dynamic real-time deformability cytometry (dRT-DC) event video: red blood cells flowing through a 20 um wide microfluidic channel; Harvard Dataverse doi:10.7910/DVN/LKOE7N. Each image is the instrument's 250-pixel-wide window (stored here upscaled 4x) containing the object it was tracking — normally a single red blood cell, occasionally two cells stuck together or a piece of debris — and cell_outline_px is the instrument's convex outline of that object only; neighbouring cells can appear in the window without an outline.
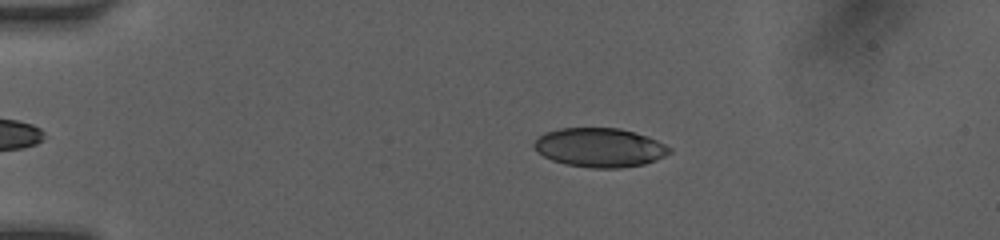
{"species": "human", "species_latin": "Homo sapiens", "temperature_condition": "room temperature", "stored_images_in_passage": 43, "camera_frame_rate_fps": 3000, "um_per_image_px": 0.085, "donor": {"sex": "female"}, "frame": {"image": 1, "passage_image": 4, "time_ms": 1.0, "image_size_px": [1000, 240], "cell_outline_px": [[672, 152], [656, 160], [644, 164], [620, 168], [588, 168], [564, 164], [552, 160], [536, 152], [532, 144], [544, 132], [560, 128], [620, 128], [648, 136], [672, 148]], "centroid_in_image_um": [50.96, 12.54], "position_along_channel_um": 34.0, "area_um2": 31.04}}
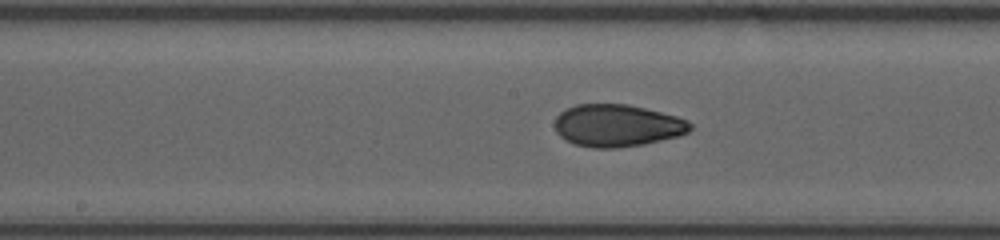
{"frame": {"image": 2, "passage_image": 20, "time_ms": 6.333, "image_size_px": [1000, 240], "cell_outline_px": [[692, 128], [688, 132], [680, 136], [644, 144], [616, 148], [592, 148], [576, 144], [560, 136], [556, 132], [556, 116], [560, 112], [576, 104], [628, 104], [676, 116], [688, 120], [692, 124]], "centroid_in_image_um": [52.49, 10.67], "position_along_channel_um": 195.7, "area_um2": 33.29}}
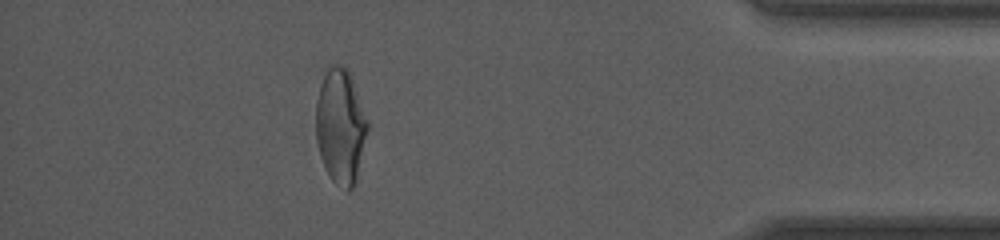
{"frame": {"image": 3, "passage_image": 38, "time_ms": 12.333, "image_size_px": [1000, 240], "cell_outline_px": [[372, 128], [356, 180], [352, 188], [348, 192], [336, 184], [328, 176], [320, 156], [316, 140], [316, 100], [320, 84], [328, 68], [332, 64], [336, 64], [344, 68], [348, 72], [352, 80]], "centroid_in_image_um": [28.99, 10.81], "position_along_channel_um": 406.2, "area_um2": 35.32}, "authors_computed_cell_mechanics": {"area_um2": 33.2928, "velocity_mm_per_s": 4.1718, "shape_relaxation_time_tau1_ms": 6.6437, "shape_relaxation_time_tau2_ms": 1.6966, "deformation_change_tau1": 0.1815, "deformation_change_tau2": 0.0683}}